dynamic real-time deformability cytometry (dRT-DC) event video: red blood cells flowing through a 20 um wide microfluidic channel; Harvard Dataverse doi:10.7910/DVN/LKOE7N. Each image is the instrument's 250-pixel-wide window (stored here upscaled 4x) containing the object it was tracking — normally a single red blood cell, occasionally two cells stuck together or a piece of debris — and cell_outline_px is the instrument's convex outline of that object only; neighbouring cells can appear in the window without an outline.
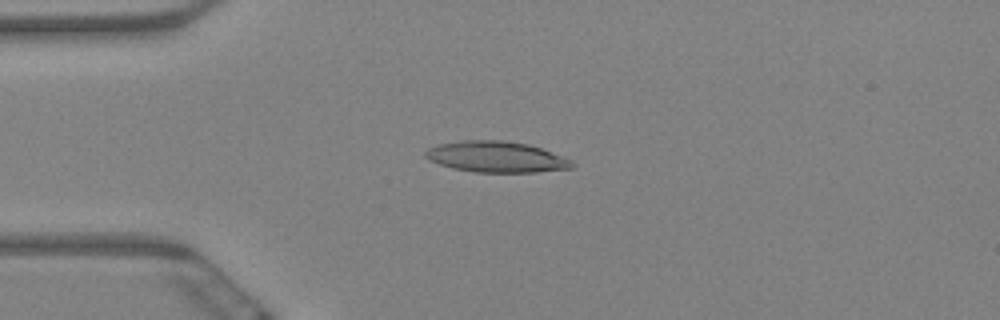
{"species": "Egyptian fruit bat (a non-hibernating species)", "species_latin": "Rousettus aegyptiacus", "temperature_condition": "warm", "stored_images_in_passage": 6, "camera_frame_rate_fps": 3000, "um_per_image_px": 0.085, "animal": {"sex": "female"}, "frame": {"image": 1, "passage_image": 4, "time_ms": 1.0, "image_size_px": [1000, 320], "cell_outline_px": [[576, 164], [572, 168], [536, 172], [476, 172], [452, 168], [428, 160], [424, 156], [424, 152], [428, 148], [440, 144], [460, 140], [504, 140], [528, 144], [540, 148], [572, 160]], "centroid_in_image_um": [42.17, 13.33], "position_along_channel_um": 42.8, "area_um2": 26.47}}
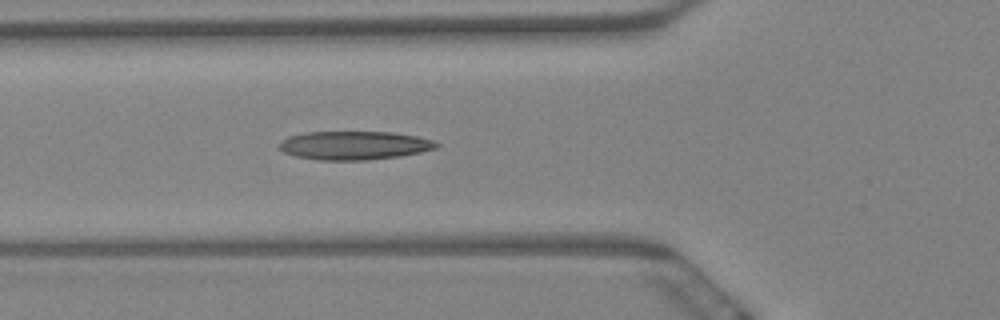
{"frame": {"image": 2, "passage_image": 6, "time_ms": 1.667, "image_size_px": [1000, 320], "cell_outline_px": [[440, 144], [436, 148], [420, 152], [400, 156], [368, 160], [316, 160], [296, 156], [284, 152], [280, 148], [280, 144], [288, 136], [308, 132], [392, 132], [416, 136], [432, 140]], "centroid_in_image_um": [30.13, 12.36], "position_along_channel_um": 95.7, "area_um2": 26.01}}